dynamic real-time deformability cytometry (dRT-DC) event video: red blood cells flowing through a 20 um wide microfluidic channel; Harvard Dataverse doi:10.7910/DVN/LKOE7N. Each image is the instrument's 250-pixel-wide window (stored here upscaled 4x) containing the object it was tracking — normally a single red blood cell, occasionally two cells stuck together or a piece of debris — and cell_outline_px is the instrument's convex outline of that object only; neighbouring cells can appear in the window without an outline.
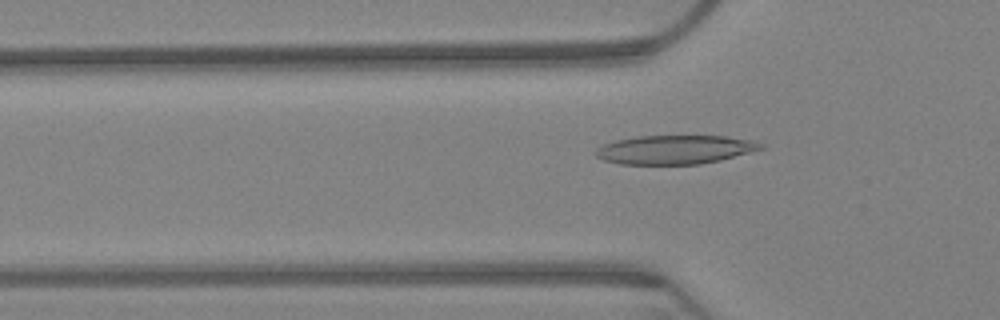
{"species": "Egyptian fruit bat (a non-hibernating species)", "species_latin": "Rousettus aegyptiacus", "temperature_condition": "warm", "stored_images_in_passage": 65, "camera_frame_rate_fps": 3000, "um_per_image_px": 0.085, "animal": {"sex": "female"}, "frame": {"image": 1, "passage_image": 21, "time_ms": 6.667, "image_size_px": [1000, 320], "cell_outline_px": [[764, 148], [720, 160], [700, 164], [620, 164], [604, 160], [596, 156], [592, 152], [596, 148], [604, 144], [616, 140], [636, 136], [724, 136], [752, 140], [764, 144]], "centroid_in_image_um": [57.33, 12.71], "position_along_channel_um": 68.5, "area_um2": 27.74}}
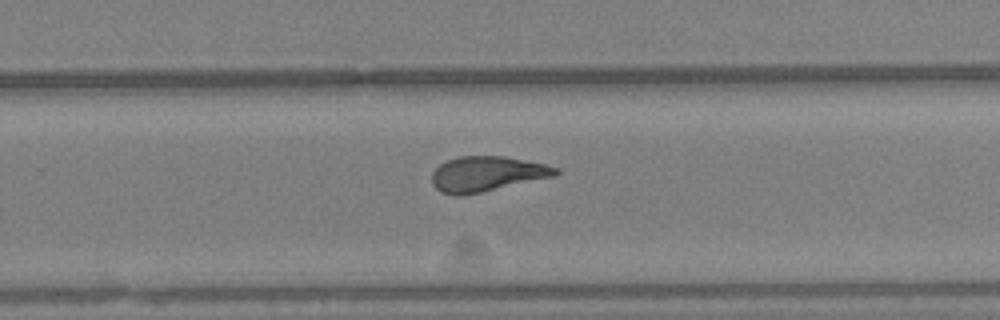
{"frame": {"image": 2, "passage_image": 42, "time_ms": 13.667, "image_size_px": [1000, 320], "cell_outline_px": [[560, 172], [556, 176], [480, 192], [456, 196], [440, 192], [432, 184], [432, 172], [440, 164], [448, 160], [460, 156], [504, 156], [544, 164], [556, 168]], "centroid_in_image_um": [41.36, 14.78], "position_along_channel_um": 288.4, "area_um2": 25.09}}
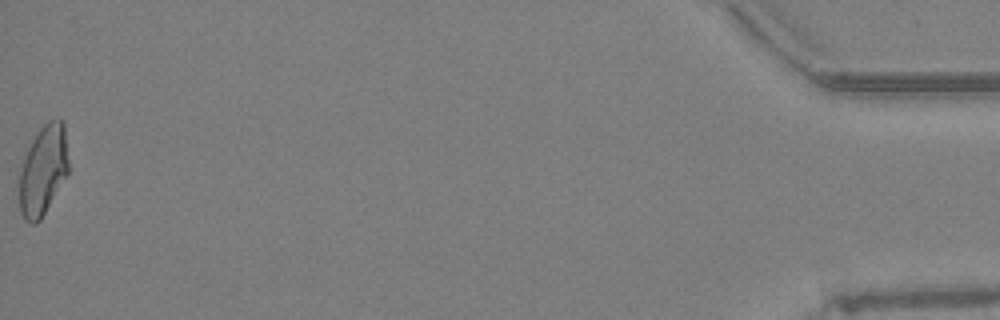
{"frame": {"image": 3, "passage_image": 65, "time_ms": 21.333, "image_size_px": [1000, 320], "cell_outline_px": [[68, 172], [40, 220], [36, 224], [32, 224], [24, 220], [20, 212], [16, 172], [32, 140], [40, 128], [48, 120], [60, 116], [64, 120], [68, 160]], "centroid_in_image_um": [3.61, 14.45], "position_along_channel_um": 431.6, "area_um2": 26.53}, "authors_computed_cell_mechanics": {"area_um2": 25.6054, "velocity_mm_per_s": 3.1522, "shape_relaxation_time_tau1_ms": null, "shape_relaxation_time_tau2_ms": 1.6906, "deformation_change_tau1": null, "deformation_change_tau2": 0.0893}}